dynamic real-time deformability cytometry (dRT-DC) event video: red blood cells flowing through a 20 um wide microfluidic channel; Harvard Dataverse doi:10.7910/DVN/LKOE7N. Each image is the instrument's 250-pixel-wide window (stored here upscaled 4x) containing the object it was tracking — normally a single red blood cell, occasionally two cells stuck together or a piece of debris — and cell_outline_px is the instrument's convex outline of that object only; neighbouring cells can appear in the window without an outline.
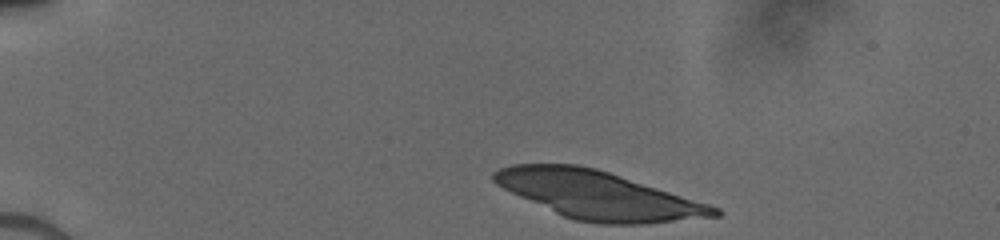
{"species": "human", "species_latin": "Homo sapiens", "temperature_condition": "cold", "stored_images_in_passage": 40, "camera_frame_rate_fps": 3000, "um_per_image_px": 0.085, "donor": {"sex": "male"}, "frame": {"image": 1, "passage_image": 1, "time_ms": 0.0, "image_size_px": [1000, 240], "cell_outline_px": [[720, 216], [644, 224], [600, 224], [576, 220], [564, 216], [520, 196], [496, 184], [492, 180], [492, 172], [500, 168], [512, 164], [580, 164], [596, 168], [708, 204], [720, 208]], "centroid_in_image_um": [50.83, 16.58], "position_along_channel_um": 34.2, "area_um2": 60.75}}
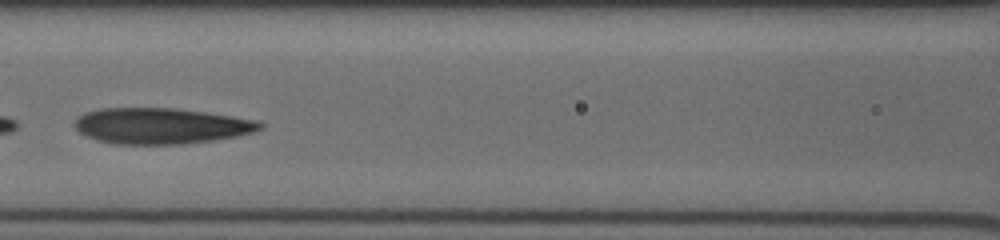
{"frame": {"image": 2, "passage_image": 16, "time_ms": 5.0, "image_size_px": [1000, 240], "cell_outline_px": [[264, 128], [252, 132], [236, 136], [212, 140], [184, 144], [112, 144], [96, 140], [80, 132], [72, 124], [76, 116], [84, 112], [100, 108], [176, 108], [260, 120], [264, 124]], "centroid_in_image_um": [13.66, 10.69], "position_along_channel_um": 152.9, "area_um2": 39.07}}